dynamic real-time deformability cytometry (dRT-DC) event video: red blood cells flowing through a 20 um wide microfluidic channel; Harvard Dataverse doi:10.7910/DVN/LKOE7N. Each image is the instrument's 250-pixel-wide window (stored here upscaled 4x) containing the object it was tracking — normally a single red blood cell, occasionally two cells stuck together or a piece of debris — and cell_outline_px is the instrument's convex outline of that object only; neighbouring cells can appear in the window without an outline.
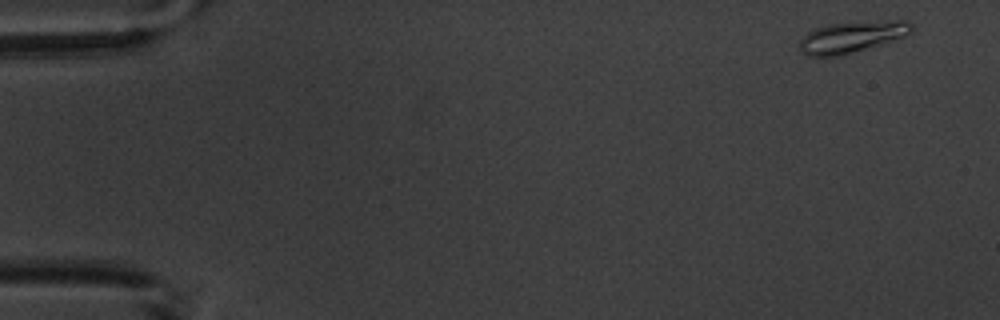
{"species": "common noctule bat (a hibernating species)", "species_latin": "Nyctalus noctula", "temperature_condition": "warm", "stored_images_in_passage": 5, "camera_frame_rate_fps": 3000, "um_per_image_px": 0.085, "animal": {"sex": "male", "body_mass_g": 20.1, "forearm_length_mm": 53.5}, "frame": {"image": 1, "passage_image": 1, "time_ms": 0.0, "image_size_px": [1000, 320], "cell_outline_px": [[912, 32], [904, 36], [840, 56], [808, 56], [796, 44], [808, 32], [816, 28], [828, 24], [896, 20], [908, 20], [912, 24]], "centroid_in_image_um": [72.38, 3.13], "position_along_channel_um": 12.6, "area_um2": 20.06}}
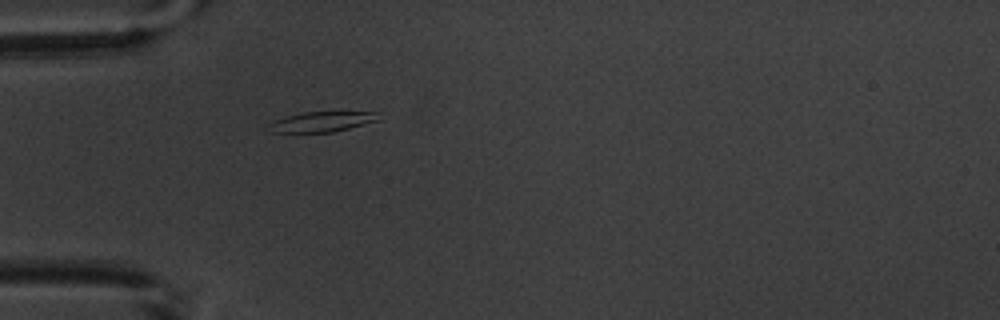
{"frame": {"image": 2, "passage_image": 5, "time_ms": 4.667, "image_size_px": [1000, 320], "cell_outline_px": [[380, 120], [332, 132], [272, 132], [268, 124], [276, 120], [288, 116], [304, 112], [380, 112]], "centroid_in_image_um": [27.42, 10.34], "position_along_channel_um": 57.6, "area_um2": 12.66}}